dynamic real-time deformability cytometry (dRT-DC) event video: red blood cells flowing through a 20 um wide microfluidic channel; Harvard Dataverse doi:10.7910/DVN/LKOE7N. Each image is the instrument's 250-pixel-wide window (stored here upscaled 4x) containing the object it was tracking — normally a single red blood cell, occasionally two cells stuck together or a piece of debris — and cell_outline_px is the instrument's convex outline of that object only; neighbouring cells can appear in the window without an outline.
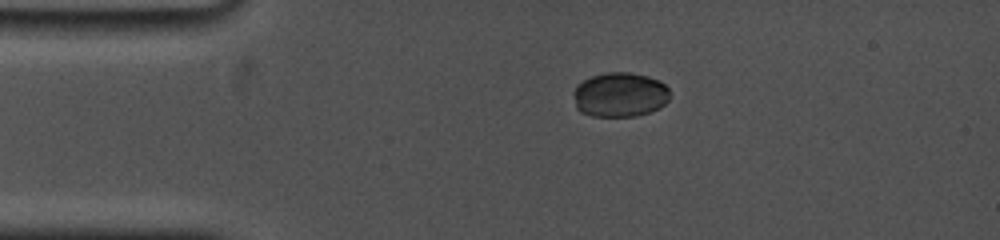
{"species": "common noctule bat (a hibernating species)", "species_latin": "Nyctalus noctula", "temperature_condition": "cold", "stored_images_in_passage": 4, "camera_frame_rate_fps": 5000, "um_per_image_px": 0.085, "animal": {"sex": "female", "body_mass_g": 19.0, "forearm_length_mm": 53.3}, "frame": {"image": 1, "passage_image": 1, "time_ms": 0.0, "image_size_px": [1000, 240], "cell_outline_px": [[668, 100], [660, 108], [636, 116], [592, 116], [580, 112], [576, 108], [572, 92], [576, 84], [592, 76], [604, 72], [628, 72], [648, 76], [660, 80], [668, 88]], "centroid_in_image_um": [52.66, 8.04], "position_along_channel_um": 32.3, "area_um2": 25.26}}
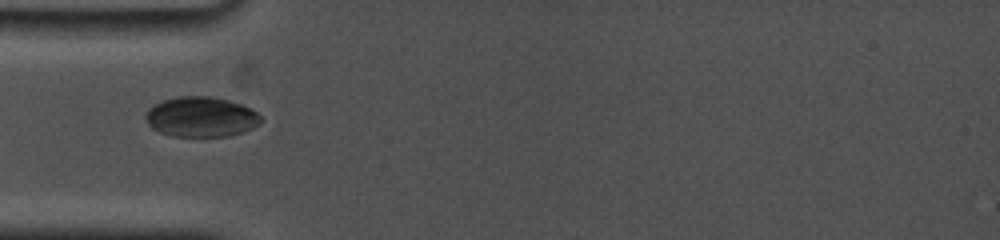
{"frame": {"image": 2, "passage_image": 3, "time_ms": 2.0, "image_size_px": [1000, 240], "cell_outline_px": [[264, 120], [260, 124], [244, 132], [228, 136], [172, 136], [160, 132], [152, 128], [148, 124], [144, 116], [144, 112], [148, 108], [164, 100], [180, 96], [212, 96], [228, 100], [240, 104], [256, 112]], "centroid_in_image_um": [17.08, 9.94], "position_along_channel_um": 67.9, "area_um2": 26.99}}
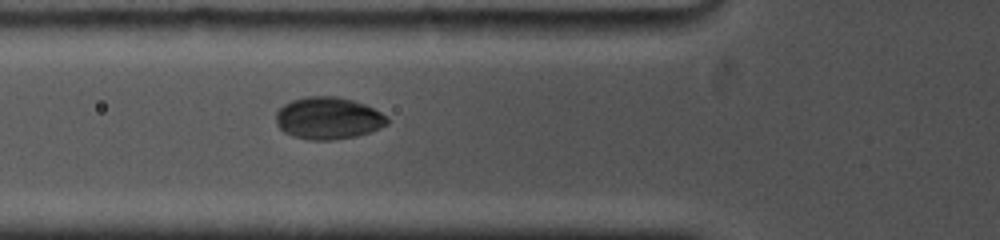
{"frame": {"image": 3, "passage_image": 4, "time_ms": 2.8, "image_size_px": [1000, 240], "cell_outline_px": [[388, 124], [380, 128], [356, 136], [332, 140], [312, 140], [292, 136], [284, 132], [276, 124], [276, 112], [284, 104], [292, 100], [308, 96], [336, 96], [352, 100], [364, 104], [388, 116]], "centroid_in_image_um": [27.89, 10.05], "position_along_channel_um": 97.9, "area_um2": 27.28}}